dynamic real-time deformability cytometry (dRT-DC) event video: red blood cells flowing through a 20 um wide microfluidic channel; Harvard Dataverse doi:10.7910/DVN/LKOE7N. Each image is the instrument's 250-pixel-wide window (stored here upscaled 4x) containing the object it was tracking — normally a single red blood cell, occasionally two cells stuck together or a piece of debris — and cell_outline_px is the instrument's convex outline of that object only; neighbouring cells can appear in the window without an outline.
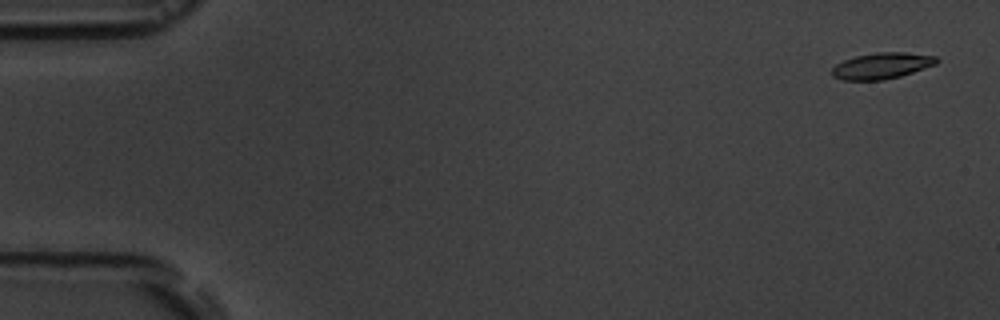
{"species": "common noctule bat (a hibernating species)", "species_latin": "Nyctalus noctula", "temperature_condition": "room temperature", "stored_images_in_passage": 7, "camera_frame_rate_fps": 3000, "um_per_image_px": 0.085, "animal": {"sex": "male", "body_mass_g": 19.5, "forearm_length_mm": 54.6}, "frame": {"image": 1, "passage_image": 1, "time_ms": 0.0, "image_size_px": [1000, 320], "cell_outline_px": [[940, 60], [936, 64], [900, 76], [884, 80], [844, 80], [832, 76], [832, 68], [836, 64], [844, 60], [856, 56], [876, 52], [904, 52], [936, 56]], "centroid_in_image_um": [74.95, 5.59], "position_along_channel_um": 10.0, "area_um2": 15.9}}
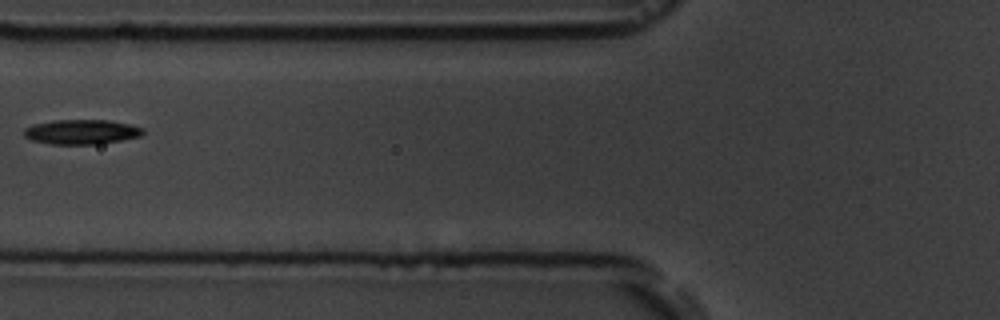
{"frame": {"image": 2, "passage_image": 6, "time_ms": 6.667, "image_size_px": [1000, 320], "cell_outline_px": [[144, 132], [140, 136], [120, 140], [96, 144], [48, 144], [32, 140], [24, 136], [24, 128], [32, 124], [56, 120], [108, 120], [128, 124], [144, 128]], "centroid_in_image_um": [6.89, 11.21], "position_along_channel_um": 118.9, "area_um2": 17.05}}
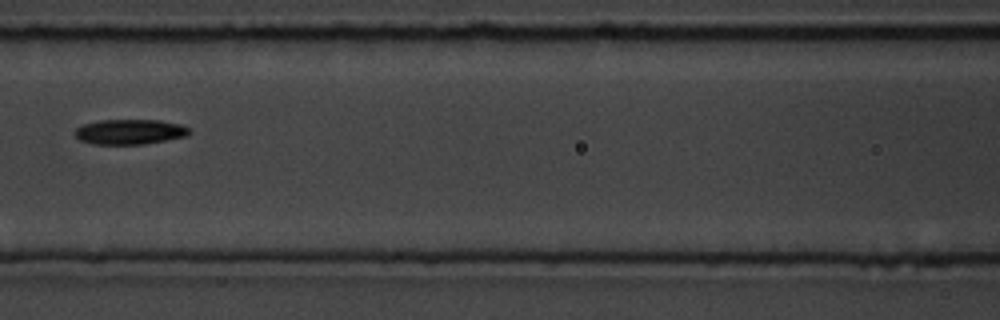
{"frame": {"image": 3, "passage_image": 7, "time_ms": 7.667, "image_size_px": [1000, 320], "cell_outline_px": [[192, 132], [188, 136], [144, 144], [92, 144], [80, 140], [76, 136], [76, 128], [84, 124], [100, 120], [160, 120], [180, 124], [188, 128]], "centroid_in_image_um": [11.07, 11.2], "position_along_channel_um": 155.5, "area_um2": 16.7}}